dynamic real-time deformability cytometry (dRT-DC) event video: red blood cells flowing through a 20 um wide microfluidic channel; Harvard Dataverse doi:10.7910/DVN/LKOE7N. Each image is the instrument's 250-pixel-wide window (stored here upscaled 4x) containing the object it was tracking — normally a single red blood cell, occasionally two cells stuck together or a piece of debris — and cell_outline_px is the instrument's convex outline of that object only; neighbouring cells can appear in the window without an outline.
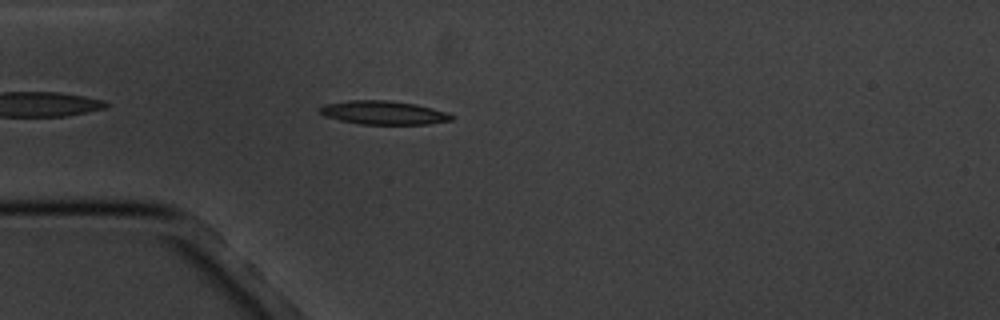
{"species": "common noctule bat (a hibernating species)", "species_latin": "Nyctalus noctula", "temperature_condition": "cold", "stored_images_in_passage": 4, "camera_frame_rate_fps": 3000, "um_per_image_px": 0.085, "animal": {"sex": "male", "body_mass_g": 20.1, "forearm_length_mm": 53.5}, "frame": {"image": 1, "passage_image": 4, "time_ms": 4.667, "image_size_px": [1000, 320], "cell_outline_px": [[452, 120], [428, 124], [360, 124], [340, 120], [324, 116], [316, 112], [316, 108], [324, 104], [348, 100], [388, 100], [416, 104], [448, 112], [452, 116]], "centroid_in_image_um": [32.52, 9.57], "position_along_channel_um": 52.5, "area_um2": 18.32}}